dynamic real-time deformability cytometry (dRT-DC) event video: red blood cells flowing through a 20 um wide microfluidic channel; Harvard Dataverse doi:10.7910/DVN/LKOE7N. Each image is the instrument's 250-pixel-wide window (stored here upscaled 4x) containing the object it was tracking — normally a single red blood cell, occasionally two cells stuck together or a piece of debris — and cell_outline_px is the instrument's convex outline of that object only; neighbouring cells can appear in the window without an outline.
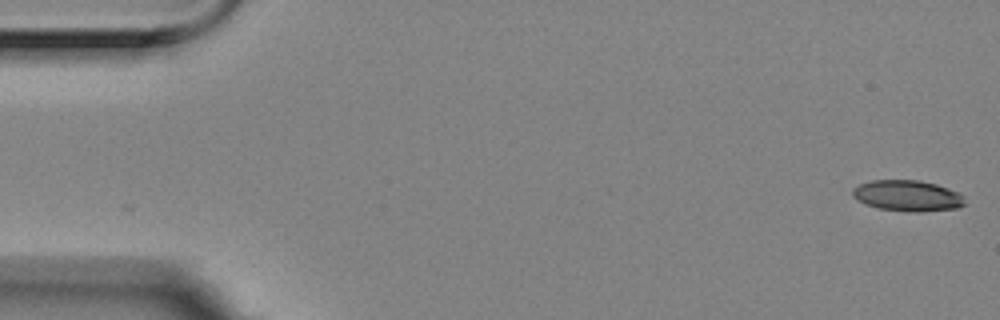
{"species": "Egyptian fruit bat (a non-hibernating species)", "species_latin": "Rousettus aegyptiacus", "temperature_condition": "room temperature", "stored_images_in_passage": 56, "camera_frame_rate_fps": 3000, "um_per_image_px": 0.085, "animal": {"sex": "female"}, "frame": {"image": 1, "passage_image": 1, "time_ms": 0.0, "image_size_px": [1000, 320], "cell_outline_px": [[964, 204], [956, 208], [920, 212], [908, 212], [876, 208], [864, 204], [856, 200], [852, 196], [852, 188], [860, 184], [872, 180], [920, 180], [936, 184], [960, 192], [964, 196]], "centroid_in_image_um": [77.11, 16.64], "position_along_channel_um": 7.9, "area_um2": 20.52}}
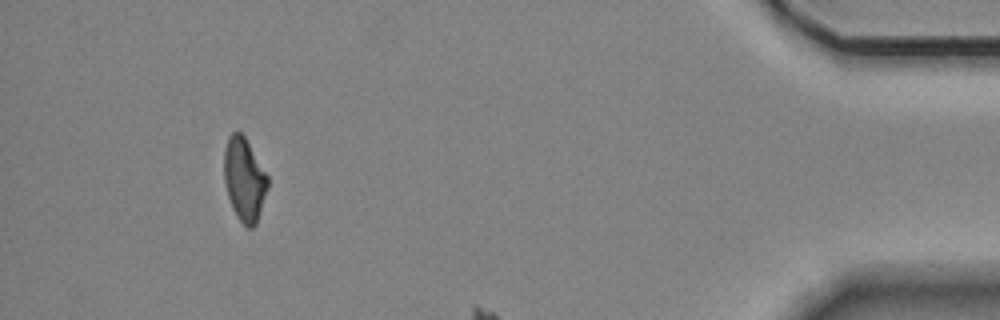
{"frame": {"image": 2, "passage_image": 52, "time_ms": 17.0, "image_size_px": [1000, 320], "cell_outline_px": [[268, 188], [256, 224], [252, 228], [248, 228], [236, 216], [232, 208], [228, 196], [224, 180], [224, 148], [228, 136], [232, 132], [240, 132], [244, 136], [268, 176]], "centroid_in_image_um": [20.76, 15.25], "position_along_channel_um": 414.4, "area_um2": 21.1}}